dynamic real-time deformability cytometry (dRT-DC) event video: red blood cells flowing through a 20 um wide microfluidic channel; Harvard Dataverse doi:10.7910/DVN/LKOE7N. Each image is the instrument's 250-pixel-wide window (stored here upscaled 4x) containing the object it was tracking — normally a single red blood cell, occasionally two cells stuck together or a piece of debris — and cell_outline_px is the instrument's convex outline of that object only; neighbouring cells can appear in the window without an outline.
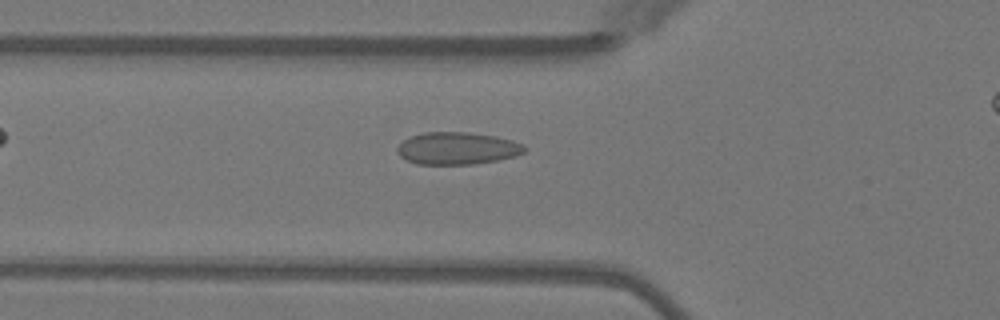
{"species": "Egyptian fruit bat (a non-hibernating species)", "species_latin": "Rousettus aegyptiacus", "temperature_condition": "warm", "stored_images_in_passage": 29, "camera_frame_rate_fps": 3000, "um_per_image_px": 0.085, "animal": {"sex": "female"}, "frame": {"image": 1, "passage_image": 2, "time_ms": 0.333, "image_size_px": [1000, 320], "cell_outline_px": [[528, 148], [524, 152], [516, 156], [496, 160], [472, 164], [416, 164], [400, 156], [396, 152], [396, 148], [404, 140], [412, 136], [424, 132], [468, 132], [496, 136], [512, 140], [524, 144]], "centroid_in_image_um": [38.89, 12.6], "position_along_channel_um": 86.9, "area_um2": 23.99}}
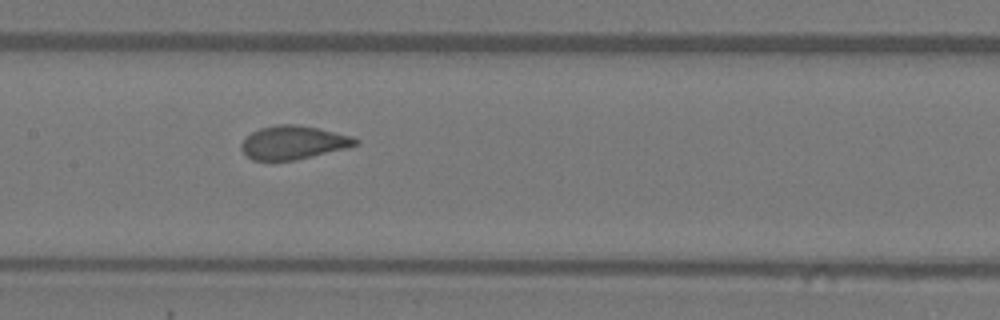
{"frame": {"image": 2, "passage_image": 9, "time_ms": 2.667, "image_size_px": [1000, 320], "cell_outline_px": [[360, 140], [356, 144], [348, 148], [296, 160], [252, 160], [240, 148], [240, 144], [252, 132], [260, 128], [276, 124], [296, 124], [316, 128], [352, 136]], "centroid_in_image_um": [24.93, 12.11], "position_along_channel_um": 182.5, "area_um2": 22.14}}
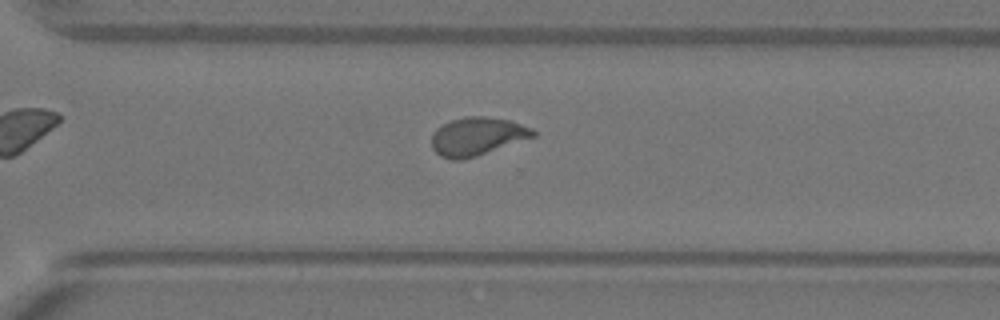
{"frame": {"image": 3, "passage_image": 20, "time_ms": 6.333, "image_size_px": [1000, 320], "cell_outline_px": [[536, 136], [476, 156], [460, 160], [452, 160], [440, 156], [432, 148], [432, 132], [436, 128], [452, 120], [464, 116], [484, 116], [508, 120], [532, 128], [536, 132]], "centroid_in_image_um": [40.54, 11.59], "position_along_channel_um": 330.1, "area_um2": 22.48}}